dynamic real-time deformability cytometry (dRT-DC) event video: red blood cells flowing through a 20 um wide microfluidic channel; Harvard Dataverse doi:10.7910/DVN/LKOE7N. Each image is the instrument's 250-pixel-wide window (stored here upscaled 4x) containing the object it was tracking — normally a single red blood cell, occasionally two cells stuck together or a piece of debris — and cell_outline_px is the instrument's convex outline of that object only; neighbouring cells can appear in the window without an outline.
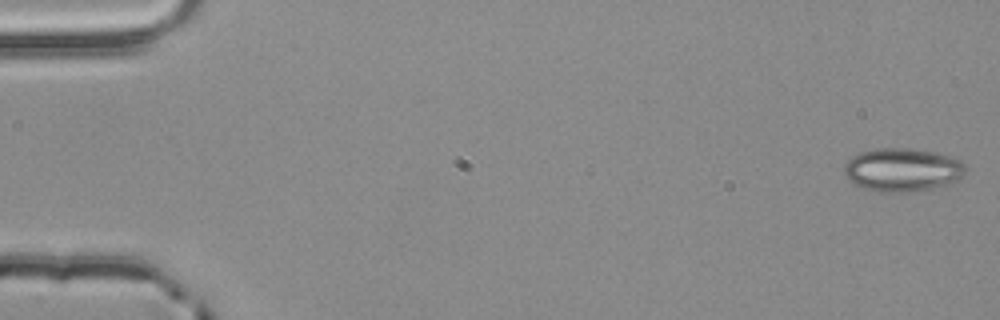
{"species": "common noctule bat (a hibernating species)", "species_latin": "Nyctalus noctula", "temperature_condition": "room temperature", "stored_images_in_passage": 5, "segment_of_instrument_passage": [1, 2], "camera_frame_rate_fps": 3000, "um_per_image_px": 0.085, "animal": {"sex": "male", "body_mass_g": 20.4}, "frame": {"image": 1, "passage_image": 1, "time_ms": 0.0, "image_size_px": [1000, 320], "cell_outline_px": [[964, 172], [960, 180], [952, 184], [908, 192], [880, 192], [864, 188], [852, 184], [844, 172], [844, 164], [852, 156], [860, 152], [880, 148], [908, 148], [936, 152], [960, 160], [964, 164]], "centroid_in_image_um": [76.7, 14.44], "position_along_channel_um": 8.3, "area_um2": 30.75}}